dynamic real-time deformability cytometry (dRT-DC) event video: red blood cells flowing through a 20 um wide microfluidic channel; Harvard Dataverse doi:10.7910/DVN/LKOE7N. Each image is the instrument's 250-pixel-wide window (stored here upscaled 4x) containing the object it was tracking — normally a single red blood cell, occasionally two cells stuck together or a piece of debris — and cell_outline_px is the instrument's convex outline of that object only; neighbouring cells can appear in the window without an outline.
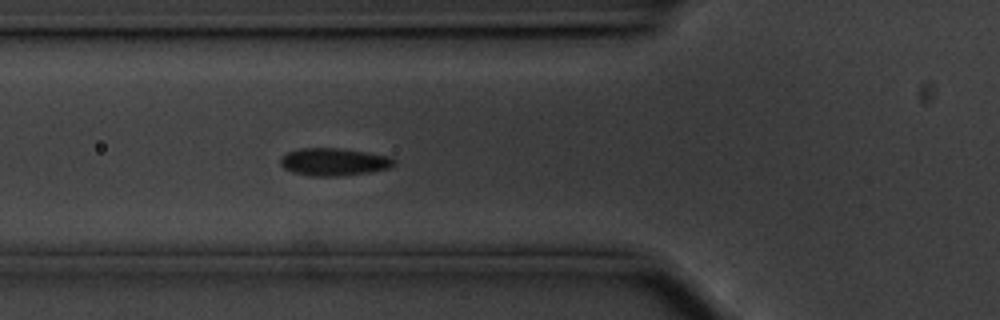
{"species": "common noctule bat (a hibernating species)", "species_latin": "Nyctalus noctula", "temperature_condition": "cold", "stored_images_in_passage": 51, "camera_frame_rate_fps": 3000, "um_per_image_px": 0.085, "animal": {"sex": "male", "body_mass_g": 20.1, "forearm_length_mm": 53.5}, "frame": {"image": 1, "passage_image": 13, "time_ms": 4.0, "image_size_px": [1000, 320], "cell_outline_px": [[396, 164], [388, 168], [372, 172], [336, 176], [308, 176], [292, 172], [284, 168], [280, 164], [280, 156], [288, 152], [300, 148], [336, 148], [392, 156], [396, 160]], "centroid_in_image_um": [28.38, 13.76], "position_along_channel_um": 97.4, "area_um2": 18.38}}
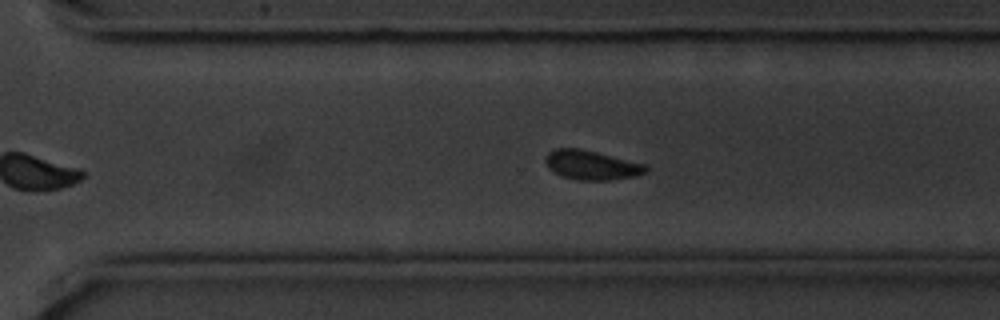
{"frame": {"image": 2, "passage_image": 32, "time_ms": 10.333, "image_size_px": [1000, 320], "cell_outline_px": [[648, 172], [636, 176], [608, 180], [576, 180], [560, 176], [548, 168], [544, 160], [544, 156], [548, 152], [556, 148], [580, 148], [644, 164], [648, 168]], "centroid_in_image_um": [50.23, 14.04], "position_along_channel_um": 320.4, "area_um2": 17.22}}
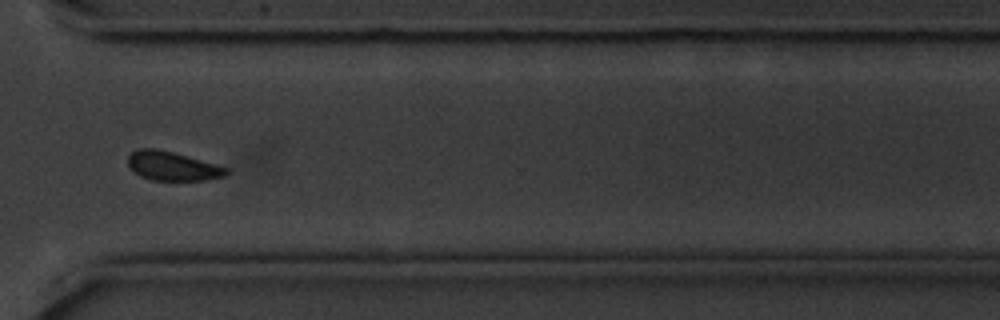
{"frame": {"image": 3, "passage_image": 35, "time_ms": 11.333, "image_size_px": [1000, 320], "cell_outline_px": [[228, 172], [224, 176], [204, 180], [152, 180], [140, 176], [128, 164], [128, 156], [132, 152], [140, 148], [156, 148], [172, 152], [228, 168]], "centroid_in_image_um": [14.63, 14.12], "position_along_channel_um": 356.0, "area_um2": 16.24}}